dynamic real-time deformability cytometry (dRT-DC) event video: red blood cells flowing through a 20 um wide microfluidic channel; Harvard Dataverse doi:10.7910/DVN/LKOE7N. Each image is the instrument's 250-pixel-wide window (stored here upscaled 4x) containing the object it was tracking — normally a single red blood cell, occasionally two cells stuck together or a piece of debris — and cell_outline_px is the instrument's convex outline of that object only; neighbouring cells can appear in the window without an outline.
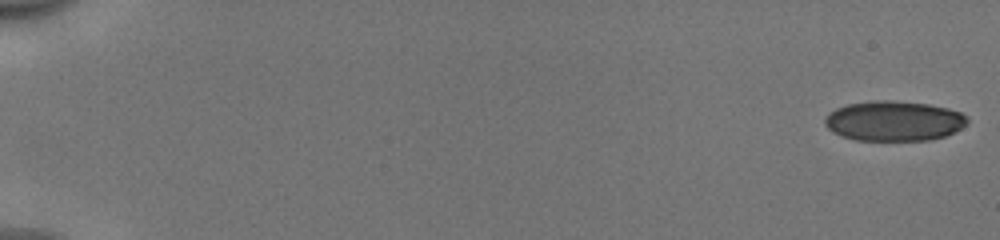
{"species": "human", "species_latin": "Homo sapiens", "temperature_condition": "cold", "stored_images_in_passage": 53, "camera_frame_rate_fps": 3000, "um_per_image_px": 0.085, "donor": {"sex": "male"}, "frame": {"image": 1, "passage_image": 1, "time_ms": 0.0, "image_size_px": [1000, 240], "cell_outline_px": [[968, 120], [960, 128], [944, 136], [928, 140], [856, 140], [840, 136], [832, 132], [824, 124], [824, 120], [828, 112], [836, 108], [848, 104], [872, 100], [892, 100], [928, 104], [948, 108], [960, 112], [968, 116]], "centroid_in_image_um": [75.94, 10.27], "position_along_channel_um": 9.1, "area_um2": 33.29}}
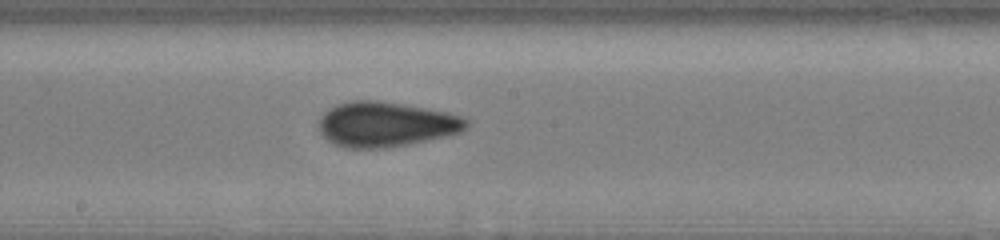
{"frame": {"image": 2, "passage_image": 31, "time_ms": 10.0, "image_size_px": [1000, 240], "cell_outline_px": [[468, 128], [460, 132], [448, 136], [408, 144], [384, 148], [344, 148], [328, 140], [320, 132], [320, 116], [328, 108], [336, 104], [352, 100], [376, 100], [448, 112], [460, 116], [468, 120]], "centroid_in_image_um": [32.8, 10.57], "position_along_channel_um": 215.4, "area_um2": 38.61}}
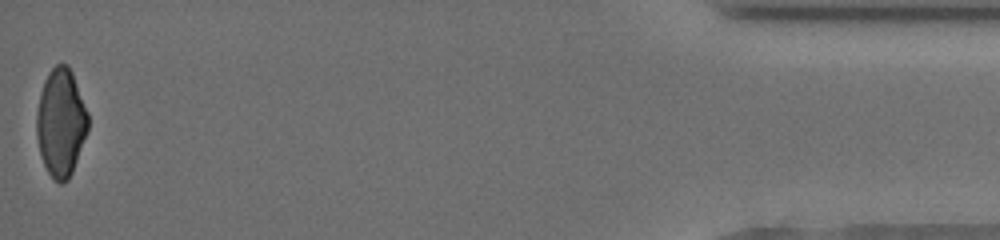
{"frame": {"image": 3, "passage_image": 53, "time_ms": 17.333, "image_size_px": [1000, 240], "cell_outline_px": [[88, 128], [72, 172], [68, 180], [60, 184], [48, 172], [44, 164], [40, 152], [36, 136], [36, 112], [40, 92], [44, 80], [48, 72], [56, 64], [68, 64], [72, 72], [88, 112]], "centroid_in_image_um": [5.16, 10.39], "position_along_channel_um": 430.0, "area_um2": 32.25}, "authors_computed_cell_mechanics": {"area_um2": 35.2002, "velocity_mm_per_s": 3.9937, "shape_relaxation_time_tau1_ms": 5.1898, "shape_relaxation_time_tau2_ms": 1.3581, "deformation_change_tau1": 0.1154, "deformation_change_tau2": 0.0836}}